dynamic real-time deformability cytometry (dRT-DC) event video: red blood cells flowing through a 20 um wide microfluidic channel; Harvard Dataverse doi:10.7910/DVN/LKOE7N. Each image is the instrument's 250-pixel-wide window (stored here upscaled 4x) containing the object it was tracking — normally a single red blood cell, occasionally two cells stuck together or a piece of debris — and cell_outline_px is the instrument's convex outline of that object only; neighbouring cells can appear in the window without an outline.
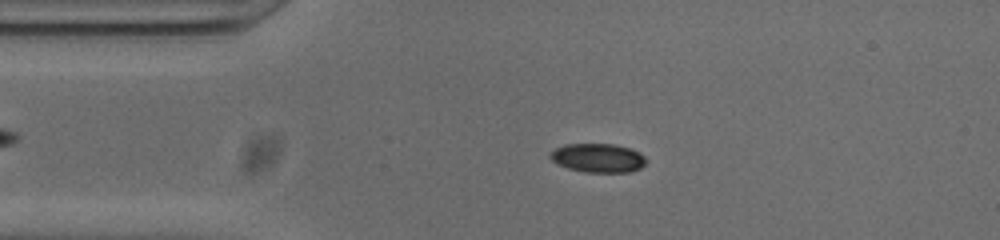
{"species": "common noctule bat (a hibernating species)", "species_latin": "Nyctalus noctula", "temperature_condition": "cold", "stored_images_in_passage": 40, "camera_frame_rate_fps": 3000, "um_per_image_px": 0.085, "animal": {"sex": "male", "body_mass_g": 20.0, "forearm_length_mm": 53.3}, "frame": {"image": 1, "passage_image": 5, "time_ms": 1.333, "image_size_px": [1000, 240], "cell_outline_px": [[644, 164], [640, 168], [632, 172], [584, 172], [568, 168], [552, 160], [548, 156], [556, 148], [564, 144], [612, 144], [628, 148], [640, 152], [644, 156]], "centroid_in_image_um": [50.83, 13.43], "position_along_channel_um": 34.2, "area_um2": 15.95}}
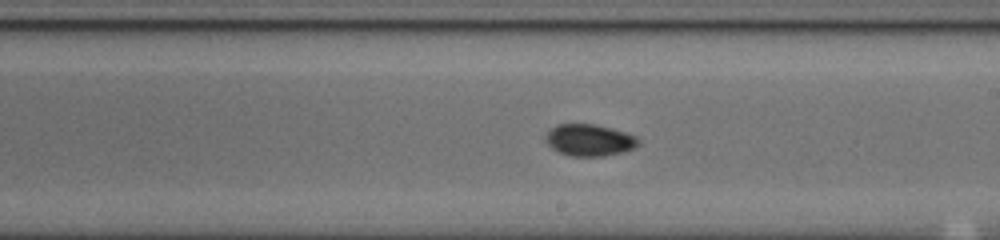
{"frame": {"image": 2, "passage_image": 23, "time_ms": 7.333, "image_size_px": [1000, 240], "cell_outline_px": [[640, 144], [632, 148], [620, 152], [604, 156], [568, 156], [552, 148], [544, 140], [544, 136], [556, 124], [592, 124], [624, 132], [636, 136], [640, 140]], "centroid_in_image_um": [50.07, 11.91], "position_along_channel_um": 238.9, "area_um2": 16.99}}
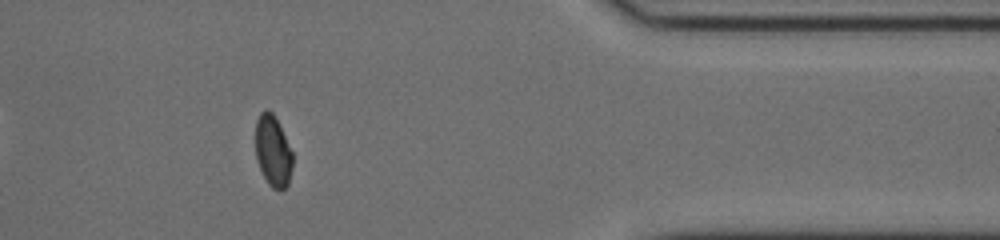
{"frame": {"image": 3, "passage_image": 37, "time_ms": 12.0, "image_size_px": [1000, 240], "cell_outline_px": [[292, 168], [288, 184], [280, 192], [272, 188], [268, 184], [256, 160], [256, 120], [260, 112], [268, 108], [272, 112], [292, 152]], "centroid_in_image_um": [23.19, 12.87], "position_along_channel_um": 388.2, "area_um2": 15.26}, "authors_computed_cell_mechanics": {"area_um2": 16.5308, "velocity_mm_per_s": 3.8497, "shape_relaxation_time_tau1_ms": 5.6127, "shape_relaxation_time_tau2_ms": 4.3851, "deformation_change_tau1": 0.1607, "deformation_change_tau2": 0.0574}}